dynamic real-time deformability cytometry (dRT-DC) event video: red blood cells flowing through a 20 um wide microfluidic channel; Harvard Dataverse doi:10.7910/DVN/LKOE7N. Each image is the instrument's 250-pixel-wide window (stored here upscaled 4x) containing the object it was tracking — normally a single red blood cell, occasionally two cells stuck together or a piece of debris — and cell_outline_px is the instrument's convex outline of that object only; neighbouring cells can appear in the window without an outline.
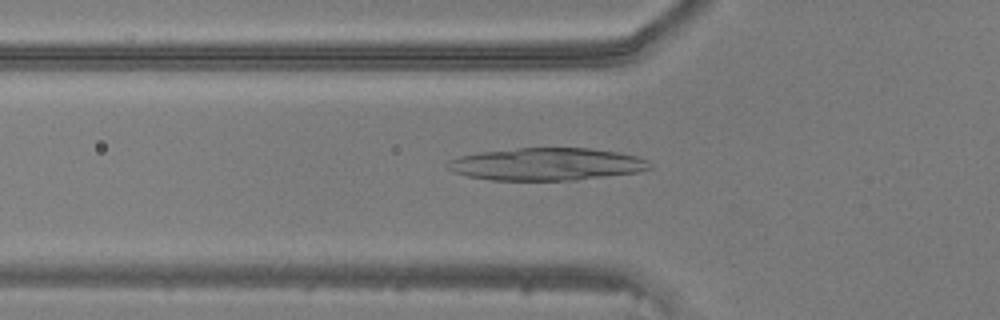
{"species": "common noctule bat (a hibernating species)", "species_latin": "Nyctalus noctula", "temperature_condition": "warm", "stored_images_in_passage": 48, "camera_frame_rate_fps": 3000, "um_per_image_px": 0.085, "animal": {"sex": "male", "body_mass_g": 20.5, "forearm_length_mm": 52.5}, "frame": {"image": 1, "passage_image": 17, "time_ms": 5.333, "image_size_px": [1000, 320], "cell_outline_px": [[652, 168], [636, 172], [576, 180], [492, 180], [468, 176], [452, 172], [444, 164], [448, 160], [460, 156], [480, 152], [520, 148], [592, 148], [616, 152], [636, 156], [648, 160], [652, 164]], "centroid_in_image_um": [46.44, 13.95], "position_along_channel_um": 79.4, "area_um2": 38.26}}
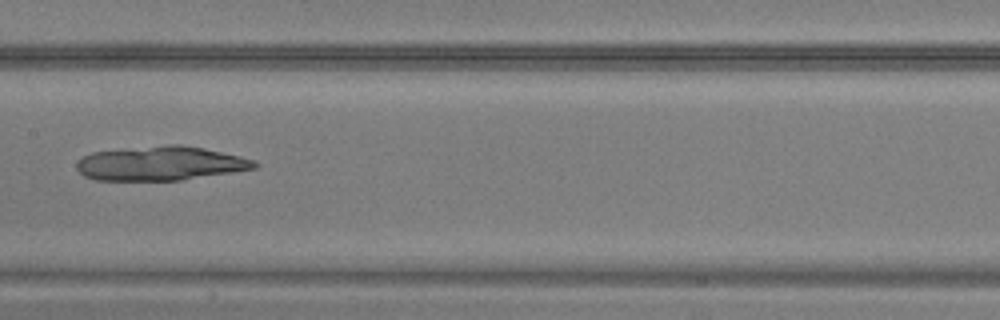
{"frame": {"image": 2, "passage_image": 25, "time_ms": 8.0, "image_size_px": [1000, 320], "cell_outline_px": [[260, 164], [256, 168], [232, 172], [180, 180], [96, 180], [84, 176], [76, 168], [76, 164], [84, 156], [92, 152], [168, 144], [180, 144], [204, 148], [240, 156], [256, 160]], "centroid_in_image_um": [13.68, 13.88], "position_along_channel_um": 193.7, "area_um2": 35.32}}
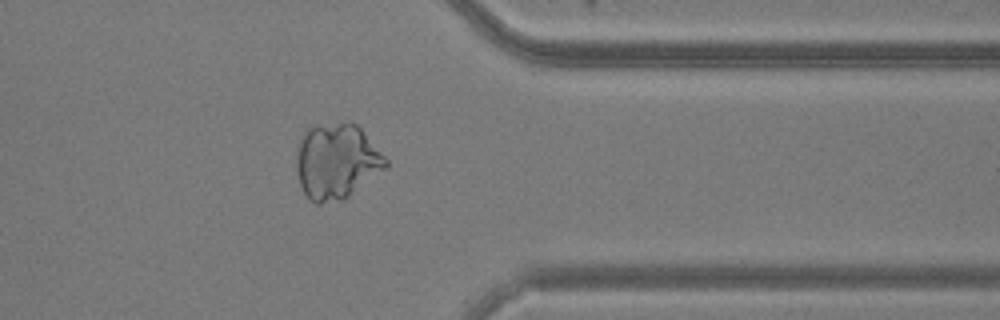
{"frame": {"image": 3, "passage_image": 39, "time_ms": 12.667, "image_size_px": [1000, 320], "cell_outline_px": [[388, 168], [344, 200], [320, 204], [316, 204], [304, 192], [300, 184], [296, 168], [296, 156], [300, 136], [308, 128], [316, 124], [348, 120], [356, 124], [360, 128], [388, 160]], "centroid_in_image_um": [28.62, 13.7], "position_along_channel_um": 382.8, "area_um2": 39.94}}